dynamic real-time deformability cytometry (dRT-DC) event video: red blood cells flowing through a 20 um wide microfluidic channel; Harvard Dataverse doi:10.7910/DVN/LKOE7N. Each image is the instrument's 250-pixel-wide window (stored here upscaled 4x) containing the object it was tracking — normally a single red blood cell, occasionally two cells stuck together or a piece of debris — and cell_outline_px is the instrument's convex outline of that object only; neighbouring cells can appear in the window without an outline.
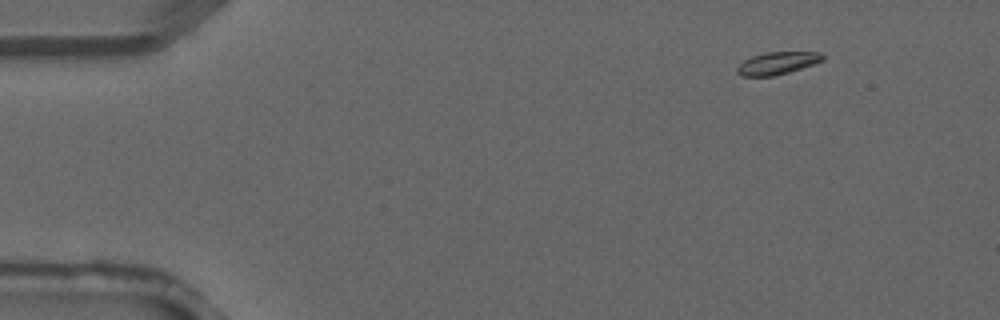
{"species": "common noctule bat (a hibernating species)", "species_latin": "Nyctalus noctula", "temperature_condition": "warm", "stored_images_in_passage": 3, "camera_frame_rate_fps": 3000, "um_per_image_px": 0.085, "animal": {"sex": "male", "forearm_length_mm": 52.5}, "frame": {"image": 1, "passage_image": 1, "time_ms": 0.0, "image_size_px": [1000, 320], "cell_outline_px": [[824, 60], [816, 64], [788, 72], [772, 76], [740, 76], [736, 72], [736, 68], [744, 60], [752, 56], [768, 52], [820, 52], [824, 56]], "centroid_in_image_um": [66.09, 5.37], "position_along_channel_um": 18.9, "area_um2": 11.21}}